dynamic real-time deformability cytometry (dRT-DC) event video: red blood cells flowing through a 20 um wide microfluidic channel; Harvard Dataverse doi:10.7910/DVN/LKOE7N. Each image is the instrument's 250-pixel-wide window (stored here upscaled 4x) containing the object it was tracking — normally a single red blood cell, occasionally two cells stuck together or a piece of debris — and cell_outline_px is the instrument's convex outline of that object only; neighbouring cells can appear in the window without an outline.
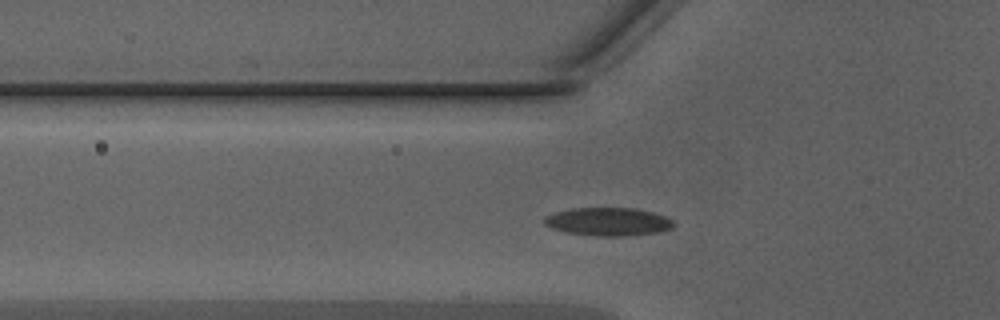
{"species": "Egyptian fruit bat (a non-hibernating species)", "species_latin": "Rousettus aegyptiacus", "temperature_condition": "warm", "stored_images_in_passage": 33, "camera_frame_rate_fps": 3000, "um_per_image_px": 0.085, "animal": {"sex": "male"}, "frame": {"image": 1, "passage_image": 2, "time_ms": 0.333, "image_size_px": [1000, 320], "cell_outline_px": [[676, 224], [672, 228], [660, 232], [628, 236], [596, 236], [568, 232], [552, 228], [544, 224], [544, 216], [556, 212], [572, 208], [636, 208], [652, 212], [664, 216], [672, 220]], "centroid_in_image_um": [51.72, 18.84], "position_along_channel_um": 74.1, "area_um2": 21.27}}
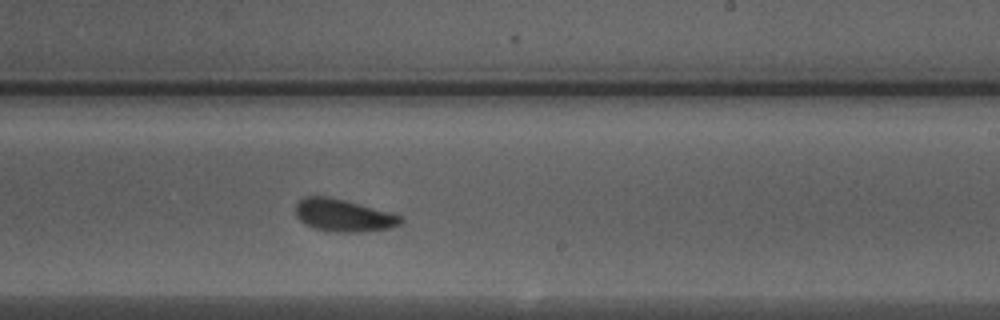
{"frame": {"image": 2, "passage_image": 15, "time_ms": 4.667, "image_size_px": [1000, 320], "cell_outline_px": [[404, 220], [400, 224], [392, 228], [360, 232], [336, 232], [316, 228], [304, 224], [296, 216], [296, 204], [304, 196], [328, 196], [392, 212], [400, 216]], "centroid_in_image_um": [29.21, 18.3], "position_along_channel_um": 259.8, "area_um2": 19.88}}
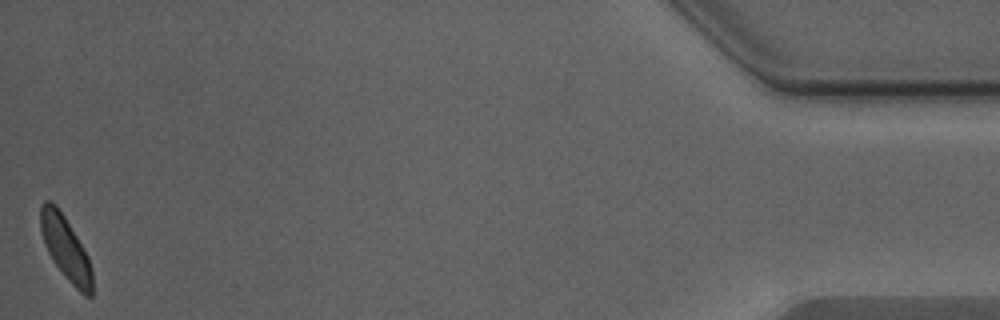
{"frame": {"image": 3, "passage_image": 33, "time_ms": 10.667, "image_size_px": [1000, 320], "cell_outline_px": [[92, 296], [84, 296], [64, 276], [52, 260], [44, 244], [40, 228], [40, 204], [44, 200], [52, 200], [56, 204], [64, 216], [88, 256], [92, 268]], "centroid_in_image_um": [5.56, 21.07], "position_along_channel_um": 429.6, "area_um2": 19.19}, "authors_computed_cell_mechanics": {"area_um2": 19.8832, "velocity_mm_per_s": 4.2973, "shape_relaxation_time_tau1_ms": 2.8098, "shape_relaxation_time_tau2_ms": 1.0124, "deformation_change_tau1": 0.1141, "deformation_change_tau2": 0.0609}}